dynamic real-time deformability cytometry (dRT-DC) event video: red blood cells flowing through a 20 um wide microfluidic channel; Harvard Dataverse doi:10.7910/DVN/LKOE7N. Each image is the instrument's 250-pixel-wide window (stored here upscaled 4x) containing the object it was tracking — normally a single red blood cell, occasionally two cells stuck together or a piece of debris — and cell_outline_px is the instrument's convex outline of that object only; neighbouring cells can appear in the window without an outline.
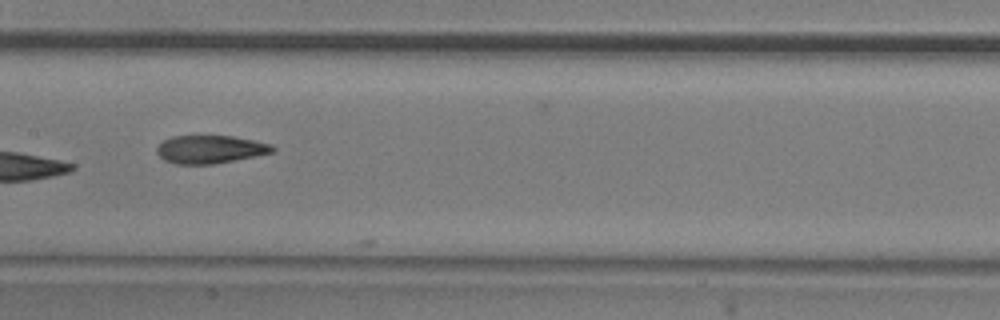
{"species": "common noctule bat (a hibernating species)", "species_latin": "Nyctalus noctula", "temperature_condition": "room temperature", "stored_images_in_passage": 10, "camera_frame_rate_fps": 3000, "um_per_image_px": 0.085, "animal": {"sex": "male", "body_mass_g": 20.5, "forearm_length_mm": 52.5}, "frame": {"image": 1, "passage_image": 8, "time_ms": 2.333, "image_size_px": [1000, 320], "cell_outline_px": [[276, 148], [272, 152], [256, 156], [212, 164], [176, 164], [164, 160], [156, 152], [156, 148], [164, 140], [172, 136], [232, 136], [272, 144]], "centroid_in_image_um": [17.86, 12.69], "position_along_channel_um": 189.5, "area_um2": 18.79}}
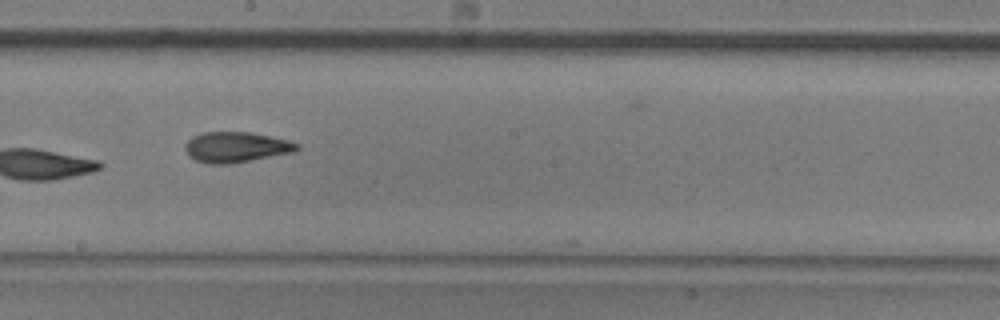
{"frame": {"image": 2, "passage_image": 9, "time_ms": 2.667, "image_size_px": [1000, 320], "cell_outline_px": [[300, 148], [292, 152], [232, 164], [212, 164], [196, 160], [188, 156], [184, 148], [184, 144], [192, 136], [204, 132], [248, 132], [288, 140], [300, 144]], "centroid_in_image_um": [20.03, 12.51], "position_along_channel_um": 228.2, "area_um2": 19.83}}